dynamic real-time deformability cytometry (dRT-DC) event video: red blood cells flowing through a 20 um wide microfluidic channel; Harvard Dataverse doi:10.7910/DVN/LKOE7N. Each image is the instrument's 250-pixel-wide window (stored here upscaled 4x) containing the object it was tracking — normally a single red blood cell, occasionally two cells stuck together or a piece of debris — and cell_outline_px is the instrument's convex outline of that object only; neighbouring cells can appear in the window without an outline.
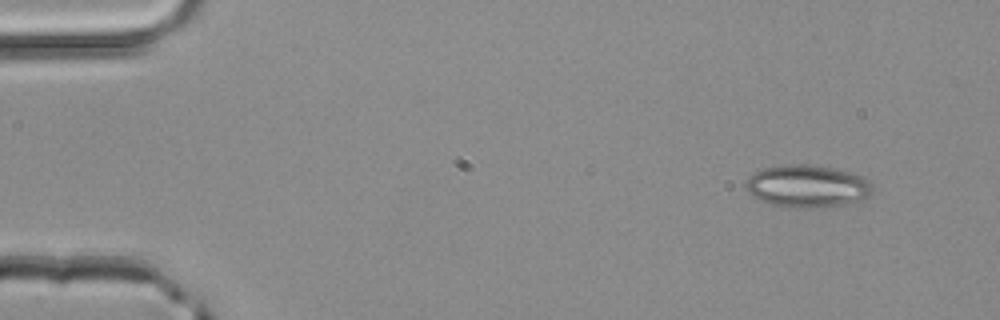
{"species": "common noctule bat (a hibernating species)", "species_latin": "Nyctalus noctula", "temperature_condition": "room temperature", "stored_images_in_passage": 3, "camera_frame_rate_fps": 3000, "um_per_image_px": 0.085, "animal": {"sex": "male", "body_mass_g": 20.4}, "frame": {"image": 1, "passage_image": 1, "time_ms": 0.0, "image_size_px": [1000, 320], "cell_outline_px": [[872, 196], [860, 200], [844, 204], [824, 208], [788, 208], [756, 200], [752, 196], [744, 184], [748, 176], [760, 168], [788, 164], [804, 164], [832, 168], [864, 176], [872, 188]], "centroid_in_image_um": [68.58, 15.84], "position_along_channel_um": 16.4, "area_um2": 31.73}}
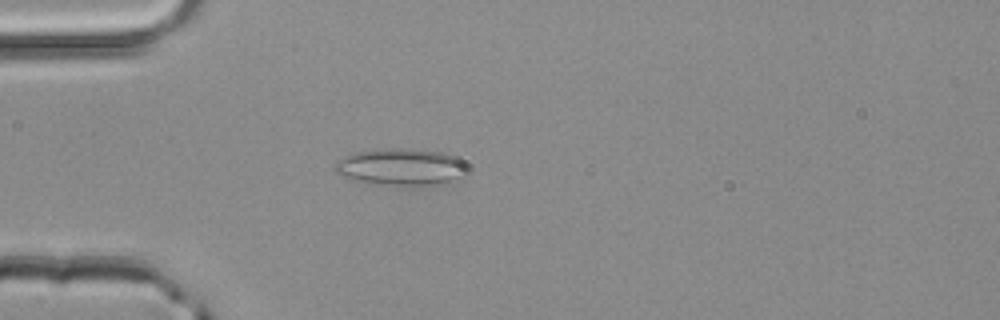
{"frame": {"image": 2, "passage_image": 3, "time_ms": 0.667, "image_size_px": [1000, 320], "cell_outline_px": [[468, 168], [464, 176], [456, 180], [432, 188], [416, 188], [364, 184], [348, 180], [340, 176], [336, 172], [336, 164], [344, 156], [352, 152], [384, 148], [400, 148], [440, 152], [456, 156], [468, 164]], "centroid_in_image_um": [34.12, 14.27], "position_along_channel_um": 50.9, "area_um2": 30.17}}